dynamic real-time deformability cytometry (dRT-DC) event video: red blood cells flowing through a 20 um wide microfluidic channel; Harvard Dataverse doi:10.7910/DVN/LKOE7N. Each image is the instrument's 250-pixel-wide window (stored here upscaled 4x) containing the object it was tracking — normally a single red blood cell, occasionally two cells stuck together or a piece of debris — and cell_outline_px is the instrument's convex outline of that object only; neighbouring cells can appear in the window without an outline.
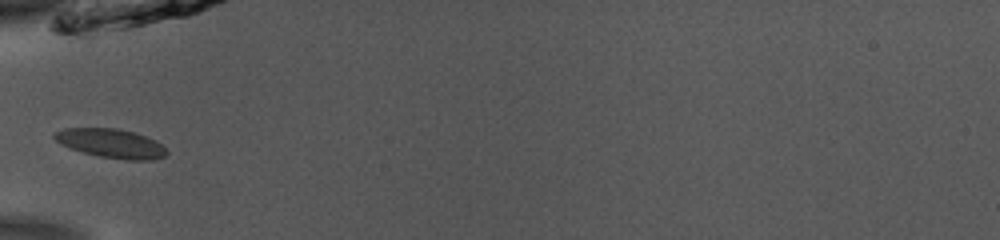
{"species": "common noctule bat (a hibernating species)", "species_latin": "Nyctalus noctula", "temperature_condition": "room temperature", "stored_images_in_passage": 32, "camera_frame_rate_fps": 3000, "um_per_image_px": 0.085, "animal": {"sex": "male", "body_mass_g": 13.0, "forearm_length_mm": 53.1}, "frame": {"image": 1, "passage_image": 1, "time_ms": 0.0, "image_size_px": [1000, 240], "cell_outline_px": [[168, 152], [164, 156], [152, 160], [128, 160], [100, 156], [84, 152], [72, 148], [56, 140], [52, 136], [56, 132], [64, 128], [116, 128], [132, 132], [156, 140]], "centroid_in_image_um": [9.46, 12.18], "position_along_channel_um": 75.5, "area_um2": 18.55}}
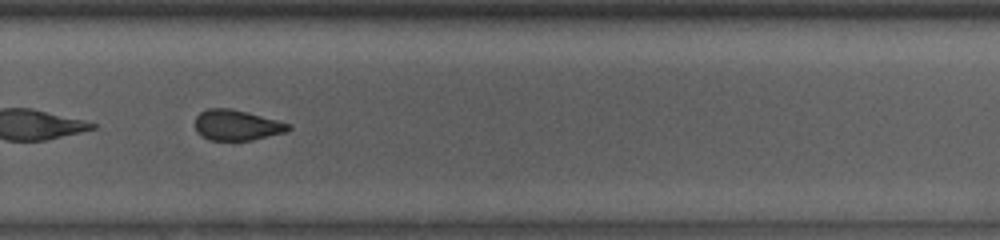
{"frame": {"image": 2, "passage_image": 19, "time_ms": 6.0, "image_size_px": [1000, 240], "cell_outline_px": [[292, 128], [288, 132], [252, 140], [208, 140], [196, 132], [196, 116], [200, 112], [208, 108], [232, 108], [292, 124]], "centroid_in_image_um": [20.15, 10.64], "position_along_channel_um": 309.6, "area_um2": 16.76}, "authors_computed_cell_mechanics": {"area_um2": 17.34, "velocity_mm_per_s": 3.8849, "shape_relaxation_time_tau1_ms": null, "shape_relaxation_time_tau2_ms": 1.8791, "deformation_change_tau1": null, "deformation_change_tau2": 0.0844}}